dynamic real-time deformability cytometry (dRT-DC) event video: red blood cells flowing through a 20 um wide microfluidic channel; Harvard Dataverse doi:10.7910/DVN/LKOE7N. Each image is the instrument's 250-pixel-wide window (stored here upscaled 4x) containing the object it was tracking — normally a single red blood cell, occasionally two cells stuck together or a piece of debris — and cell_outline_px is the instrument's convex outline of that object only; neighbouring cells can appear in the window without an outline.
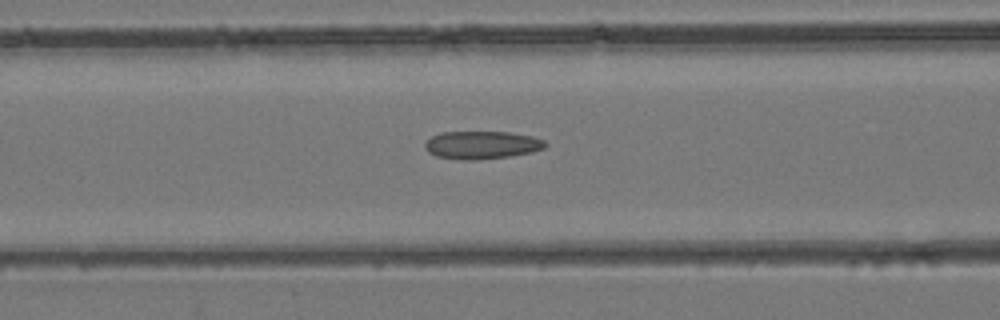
{"species": "common noctule bat (a hibernating species)", "species_latin": "Nyctalus noctula", "temperature_condition": "room temperature", "stored_images_in_passage": 45, "camera_frame_rate_fps": 3000, "um_per_image_px": 0.085, "animal": {"sex": "female", "body_mass_g": 24.6, "forearm_length_mm": 56.2}, "frame": {"image": 1, "passage_image": 19, "time_ms": 6.0, "image_size_px": [1000, 320], "cell_outline_px": [[548, 144], [544, 148], [532, 152], [508, 156], [476, 160], [464, 160], [436, 156], [428, 152], [424, 148], [424, 144], [432, 136], [440, 132], [508, 132], [532, 136], [544, 140]], "centroid_in_image_um": [40.94, 12.32], "position_along_channel_um": 125.7, "area_um2": 19.54}}
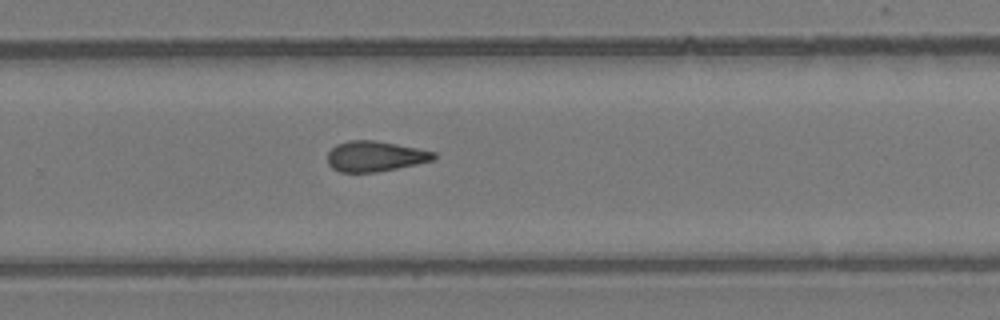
{"frame": {"image": 2, "passage_image": 30, "time_ms": 9.667, "image_size_px": [1000, 320], "cell_outline_px": [[436, 156], [432, 160], [396, 168], [376, 172], [340, 172], [332, 168], [328, 164], [328, 152], [336, 144], [348, 140], [372, 140], [396, 144], [436, 152]], "centroid_in_image_um": [31.83, 13.28], "position_along_channel_um": 298.0, "area_um2": 18.61}}
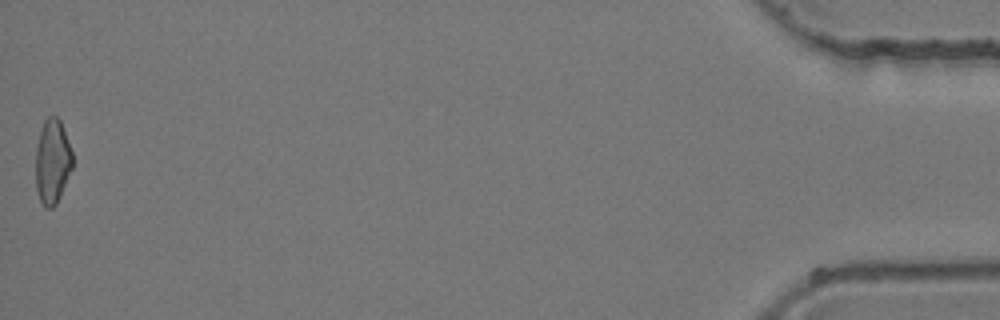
{"frame": {"image": 3, "passage_image": 45, "time_ms": 14.667, "image_size_px": [1000, 320], "cell_outline_px": [[72, 168], [60, 196], [56, 204], [52, 208], [44, 208], [40, 200], [36, 188], [36, 148], [40, 132], [44, 120], [48, 116], [56, 116], [60, 120], [72, 152]], "centroid_in_image_um": [4.44, 13.74], "position_along_channel_um": 430.8, "area_um2": 18.03}}